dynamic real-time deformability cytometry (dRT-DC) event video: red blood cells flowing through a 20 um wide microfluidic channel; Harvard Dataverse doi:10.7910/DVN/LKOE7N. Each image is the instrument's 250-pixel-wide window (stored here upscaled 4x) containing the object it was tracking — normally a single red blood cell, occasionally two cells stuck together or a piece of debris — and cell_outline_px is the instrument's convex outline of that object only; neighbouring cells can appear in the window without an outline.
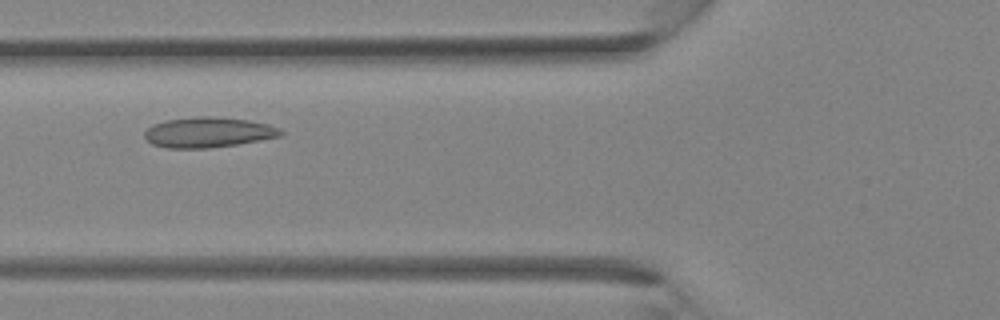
{"species": "Egyptian fruit bat (a non-hibernating species)", "species_latin": "Rousettus aegyptiacus", "temperature_condition": "room temperature", "stored_images_in_passage": 31, "camera_frame_rate_fps": 3000, "um_per_image_px": 0.085, "animal": {"sex": "female"}, "frame": {"image": 1, "passage_image": 9, "time_ms": 2.667, "image_size_px": [1000, 320], "cell_outline_px": [[284, 132], [280, 136], [260, 140], [236, 144], [208, 148], [168, 148], [152, 144], [144, 136], [144, 132], [152, 124], [168, 120], [196, 116], [216, 116], [248, 120], [268, 124], [280, 128]], "centroid_in_image_um": [17.7, 11.24], "position_along_channel_um": 108.1, "area_um2": 23.99}}
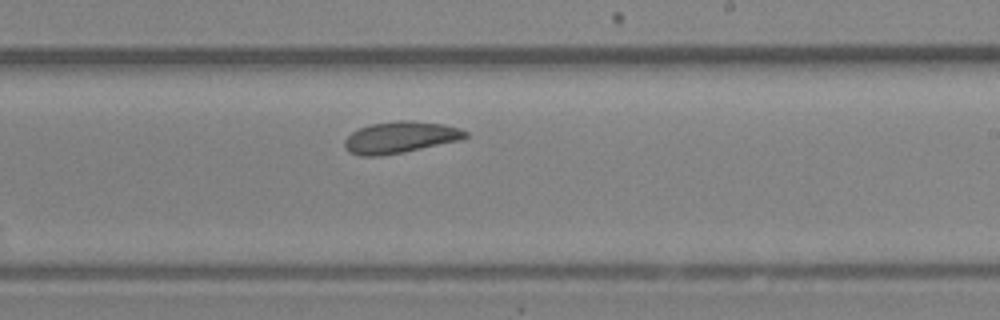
{"frame": {"image": 2, "passage_image": 17, "time_ms": 5.333, "image_size_px": [1000, 320], "cell_outline_px": [[468, 136], [460, 140], [404, 152], [380, 156], [360, 156], [348, 152], [344, 148], [344, 140], [352, 132], [360, 128], [372, 124], [396, 120], [412, 120], [444, 124], [460, 128], [468, 132]], "centroid_in_image_um": [34.01, 11.67], "position_along_channel_um": 255.0, "area_um2": 22.37}}
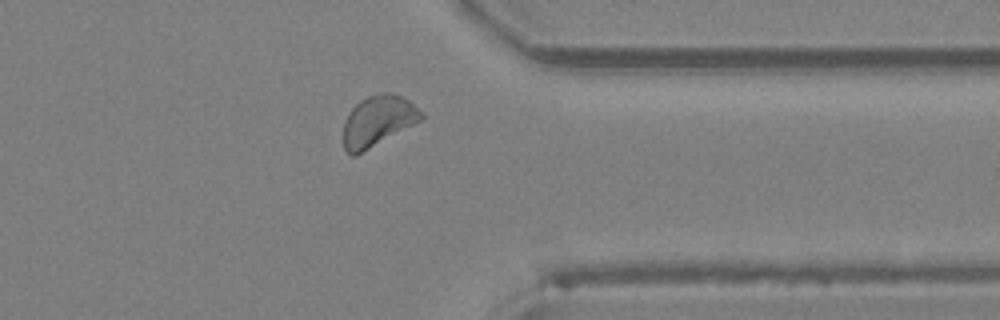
{"frame": {"image": 3, "passage_image": 24, "time_ms": 7.667, "image_size_px": [1000, 320], "cell_outline_px": [[424, 116], [420, 120], [356, 156], [352, 156], [344, 148], [344, 120], [348, 112], [360, 100], [368, 96], [384, 92], [392, 92], [408, 100]], "centroid_in_image_um": [32.07, 10.28], "position_along_channel_um": 379.3, "area_um2": 22.54}}